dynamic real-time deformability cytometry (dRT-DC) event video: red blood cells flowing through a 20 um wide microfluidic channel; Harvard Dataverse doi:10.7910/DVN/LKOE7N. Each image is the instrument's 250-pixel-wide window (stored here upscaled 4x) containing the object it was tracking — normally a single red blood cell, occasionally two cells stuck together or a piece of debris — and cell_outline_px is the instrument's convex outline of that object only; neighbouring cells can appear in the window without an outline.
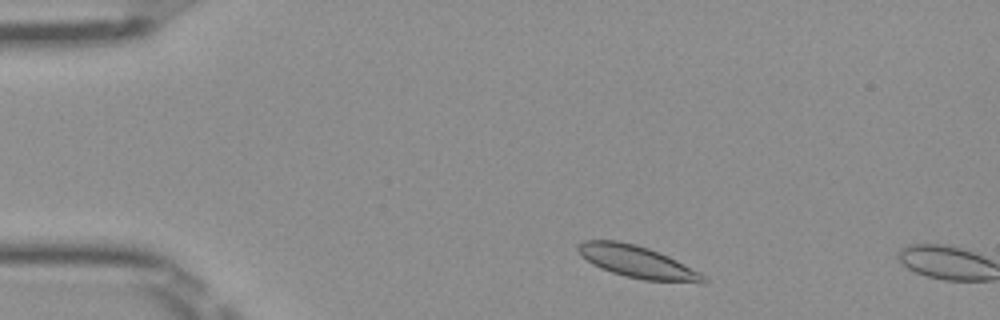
{"species": "Egyptian fruit bat (a non-hibernating species)", "species_latin": "Rousettus aegyptiacus", "temperature_condition": "room temperature", "stored_images_in_passage": 3, "camera_frame_rate_fps": 3000, "um_per_image_px": 0.085, "frame": {"image": 1, "passage_image": 2, "time_ms": 0.333, "image_size_px": [1000, 320], "cell_outline_px": [[708, 280], [704, 284], [644, 280], [624, 276], [600, 268], [592, 264], [580, 256], [576, 248], [576, 244], [584, 240], [616, 240], [636, 244], [660, 252], [700, 272]], "centroid_in_image_um": [54.16, 22.26], "position_along_channel_um": 30.8, "area_um2": 23.81}}